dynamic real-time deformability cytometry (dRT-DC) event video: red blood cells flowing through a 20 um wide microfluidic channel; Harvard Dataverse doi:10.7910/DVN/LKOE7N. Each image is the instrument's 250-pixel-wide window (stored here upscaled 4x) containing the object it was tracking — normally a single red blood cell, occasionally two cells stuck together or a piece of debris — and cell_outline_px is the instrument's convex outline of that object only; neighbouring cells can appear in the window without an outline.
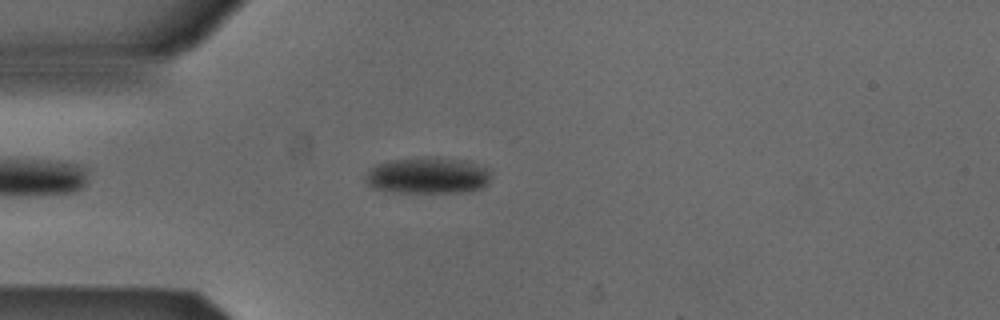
{"species": "Egyptian fruit bat (a non-hibernating species)", "species_latin": "Rousettus aegyptiacus", "temperature_condition": "cold", "stored_images_in_passage": 4, "camera_frame_rate_fps": 3000, "um_per_image_px": 0.085, "animal": {"sex": "male"}, "frame": {"image": 1, "passage_image": 4, "time_ms": 1.0, "image_size_px": [1000, 320], "cell_outline_px": [[492, 172], [488, 184], [480, 188], [468, 192], [388, 192], [372, 188], [364, 180], [364, 176], [376, 164], [392, 160], [464, 160], [492, 168]], "centroid_in_image_um": [36.39, 14.97], "position_along_channel_um": 48.6, "area_um2": 26.07}}